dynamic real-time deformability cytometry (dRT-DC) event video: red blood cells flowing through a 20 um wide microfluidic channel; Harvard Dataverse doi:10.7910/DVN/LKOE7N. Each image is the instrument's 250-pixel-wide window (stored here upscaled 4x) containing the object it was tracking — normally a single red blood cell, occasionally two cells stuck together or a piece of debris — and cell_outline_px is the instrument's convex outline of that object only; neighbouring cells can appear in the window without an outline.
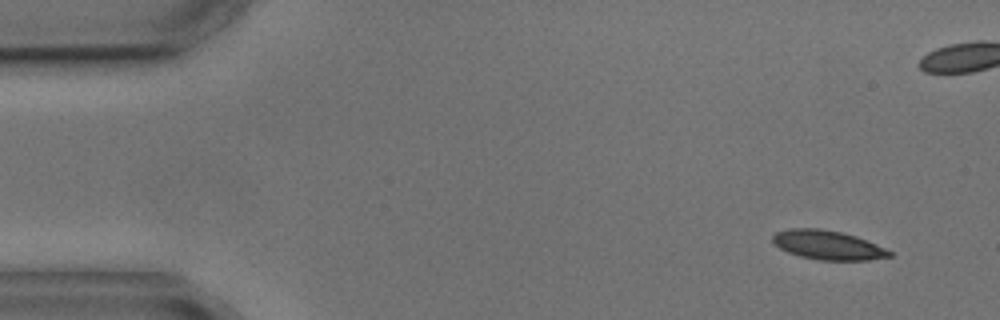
{"species": "common noctule bat (a hibernating species)", "species_latin": "Nyctalus noctula", "temperature_condition": "cold", "stored_images_in_passage": 5, "camera_frame_rate_fps": 3000, "um_per_image_px": 0.085, "animal": {"sex": "male", "body_mass_g": 17.9, "forearm_length_mm": 54.2}, "frame": {"image": 1, "passage_image": 1, "time_ms": 0.0, "image_size_px": [1000, 320], "cell_outline_px": [[892, 256], [868, 260], [820, 260], [800, 256], [788, 252], [772, 244], [772, 236], [776, 232], [788, 228], [820, 228], [844, 232], [856, 236], [876, 244], [892, 252]], "centroid_in_image_um": [70.33, 20.81], "position_along_channel_um": 14.7, "area_um2": 19.94}}